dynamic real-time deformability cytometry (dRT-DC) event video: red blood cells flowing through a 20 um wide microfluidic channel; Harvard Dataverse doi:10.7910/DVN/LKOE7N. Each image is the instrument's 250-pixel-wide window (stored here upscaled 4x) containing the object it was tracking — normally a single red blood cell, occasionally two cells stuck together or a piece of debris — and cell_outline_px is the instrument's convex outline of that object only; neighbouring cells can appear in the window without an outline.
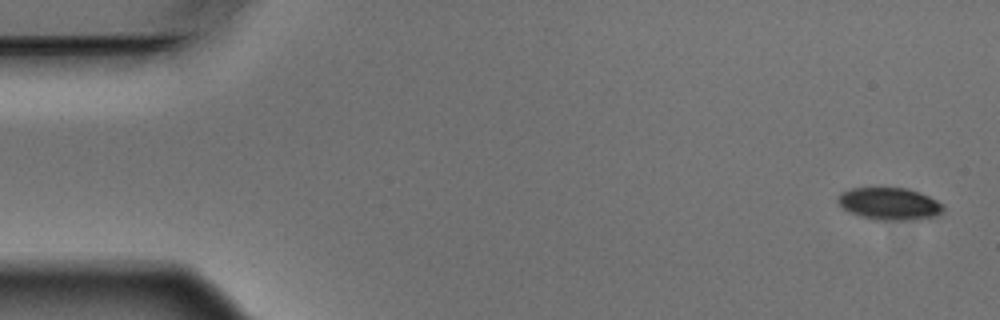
{"species": "Egyptian fruit bat (a non-hibernating species)", "species_latin": "Rousettus aegyptiacus", "temperature_condition": "warm", "stored_images_in_passage": 4, "camera_frame_rate_fps": 3000, "um_per_image_px": 0.085, "animal": {"sex": "male"}, "frame": {"image": 1, "passage_image": 1, "time_ms": 0.0, "image_size_px": [1000, 320], "cell_outline_px": [[944, 212], [936, 216], [916, 220], [876, 220], [860, 216], [844, 208], [836, 200], [840, 192], [852, 188], [908, 188], [920, 192], [944, 204]], "centroid_in_image_um": [75.64, 17.32], "position_along_channel_um": 9.4, "area_um2": 19.94}}
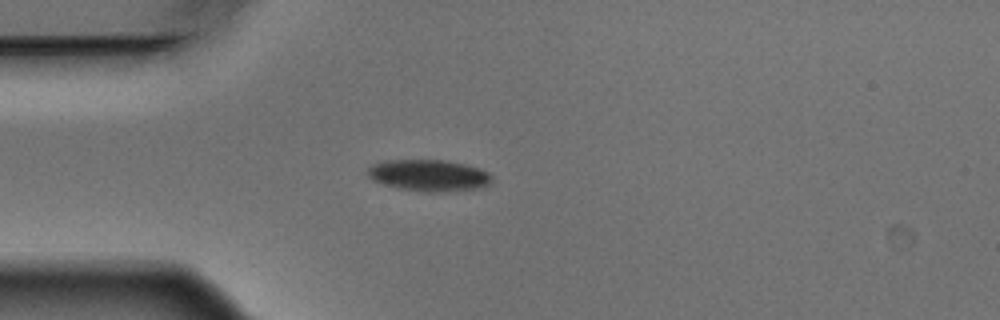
{"frame": {"image": 2, "passage_image": 4, "time_ms": 1.0, "image_size_px": [1000, 320], "cell_outline_px": [[492, 184], [476, 188], [440, 192], [428, 192], [400, 188], [384, 184], [372, 180], [368, 176], [368, 168], [372, 164], [384, 160], [448, 160], [480, 168], [488, 172], [492, 176]], "centroid_in_image_um": [36.46, 14.89], "position_along_channel_um": 48.5, "area_um2": 22.83}}